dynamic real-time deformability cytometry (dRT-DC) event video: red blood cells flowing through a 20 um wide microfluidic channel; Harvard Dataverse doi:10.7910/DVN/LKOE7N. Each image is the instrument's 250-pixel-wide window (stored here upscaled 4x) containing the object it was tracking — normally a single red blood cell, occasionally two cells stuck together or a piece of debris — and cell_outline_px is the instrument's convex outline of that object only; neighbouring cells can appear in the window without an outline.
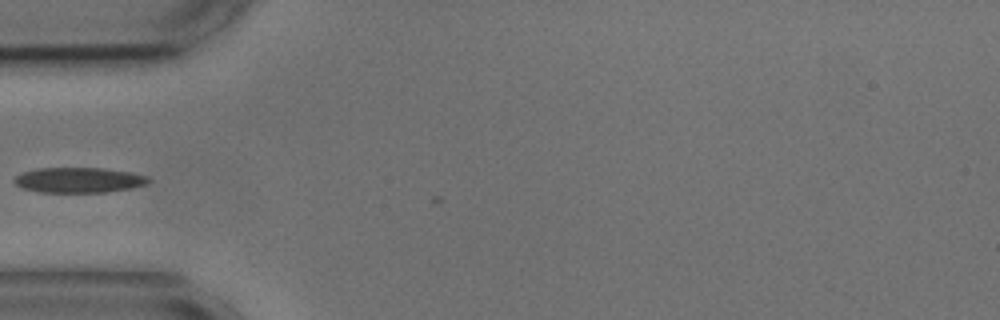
{"species": "common noctule bat (a hibernating species)", "species_latin": "Nyctalus noctula", "temperature_condition": "cold", "stored_images_in_passage": 6, "camera_frame_rate_fps": 3000, "um_per_image_px": 0.085, "animal": {"sex": "male", "body_mass_g": 17.9, "forearm_length_mm": 54.2}, "frame": {"image": 1, "passage_image": 1, "time_ms": 0.0, "image_size_px": [1000, 320], "cell_outline_px": [[152, 180], [148, 184], [132, 188], [108, 192], [40, 192], [24, 188], [16, 184], [12, 180], [16, 176], [24, 172], [36, 168], [104, 168], [132, 172], [148, 176]], "centroid_in_image_um": [6.77, 15.3], "position_along_channel_um": 78.2, "area_um2": 19.88}}